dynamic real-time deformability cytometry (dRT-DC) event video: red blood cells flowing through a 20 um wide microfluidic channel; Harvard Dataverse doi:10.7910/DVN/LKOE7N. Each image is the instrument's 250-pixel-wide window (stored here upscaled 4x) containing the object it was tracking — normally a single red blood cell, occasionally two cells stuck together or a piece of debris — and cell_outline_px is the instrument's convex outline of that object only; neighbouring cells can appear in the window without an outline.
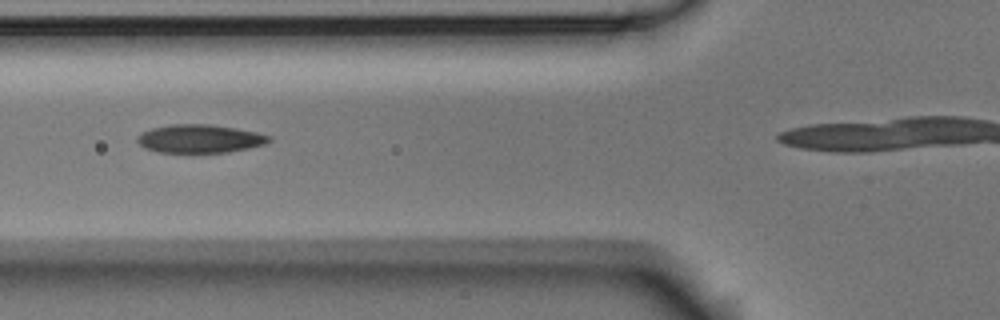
{"species": "Egyptian fruit bat (a non-hibernating species)", "species_latin": "Rousettus aegyptiacus", "temperature_condition": "room temperature", "stored_images_in_passage": 6, "camera_frame_rate_fps": 3000, "um_per_image_px": 0.085, "animal": {"sex": "male"}, "frame": {"image": 1, "passage_image": 4, "time_ms": 1.0, "image_size_px": [1000, 320], "cell_outline_px": [[272, 140], [264, 144], [248, 148], [228, 152], [160, 152], [144, 148], [136, 140], [136, 136], [152, 128], [172, 124], [212, 124], [256, 132], [272, 136]], "centroid_in_image_um": [16.99, 11.78], "position_along_channel_um": 108.8, "area_um2": 21.62}}
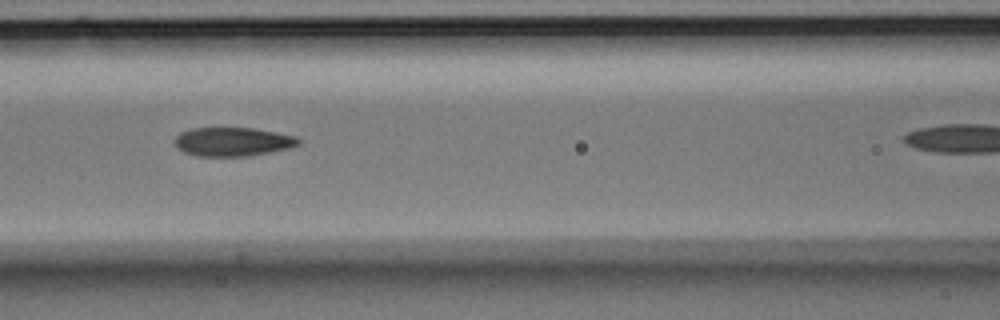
{"frame": {"image": 2, "passage_image": 5, "time_ms": 1.333, "image_size_px": [1000, 320], "cell_outline_px": [[300, 144], [292, 148], [248, 156], [196, 156], [184, 152], [172, 140], [180, 132], [192, 128], [252, 128], [276, 132], [296, 136], [300, 140]], "centroid_in_image_um": [19.8, 12.05], "position_along_channel_um": 146.8, "area_um2": 20.87}}